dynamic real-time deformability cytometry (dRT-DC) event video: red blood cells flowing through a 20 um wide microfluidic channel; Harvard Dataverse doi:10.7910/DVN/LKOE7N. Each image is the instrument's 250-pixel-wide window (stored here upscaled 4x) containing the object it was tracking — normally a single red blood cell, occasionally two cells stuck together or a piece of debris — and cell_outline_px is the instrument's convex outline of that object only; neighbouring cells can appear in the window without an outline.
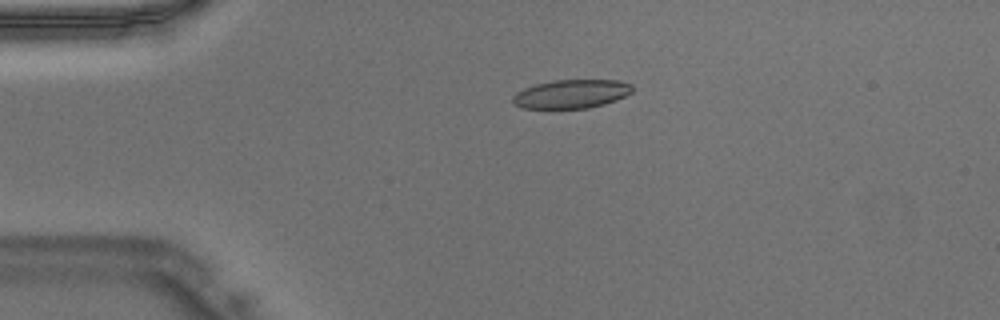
{"species": "Egyptian fruit bat (a non-hibernating species)", "species_latin": "Rousettus aegyptiacus", "temperature_condition": "warm", "stored_images_in_passage": 37, "camera_frame_rate_fps": 3000, "um_per_image_px": 0.085, "animal": {"sex": "male"}, "frame": {"image": 1, "passage_image": 1, "time_ms": 0.0, "image_size_px": [1000, 320], "cell_outline_px": [[632, 92], [616, 100], [604, 104], [588, 108], [520, 108], [512, 104], [512, 96], [516, 92], [524, 88], [536, 84], [552, 80], [616, 80], [632, 84]], "centroid_in_image_um": [48.52, 7.98], "position_along_channel_um": 36.5, "area_um2": 20.06}}
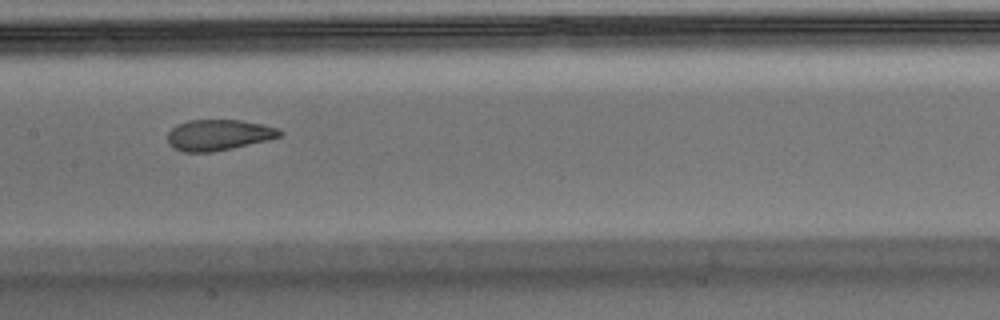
{"frame": {"image": 2, "passage_image": 14, "time_ms": 4.333, "image_size_px": [1000, 320], "cell_outline_px": [[284, 132], [280, 136], [268, 140], [232, 148], [212, 152], [184, 152], [172, 148], [168, 144], [168, 132], [172, 128], [188, 120], [240, 120], [264, 124], [280, 128]], "centroid_in_image_um": [18.6, 11.47], "position_along_channel_um": 188.8, "area_um2": 20.29}}
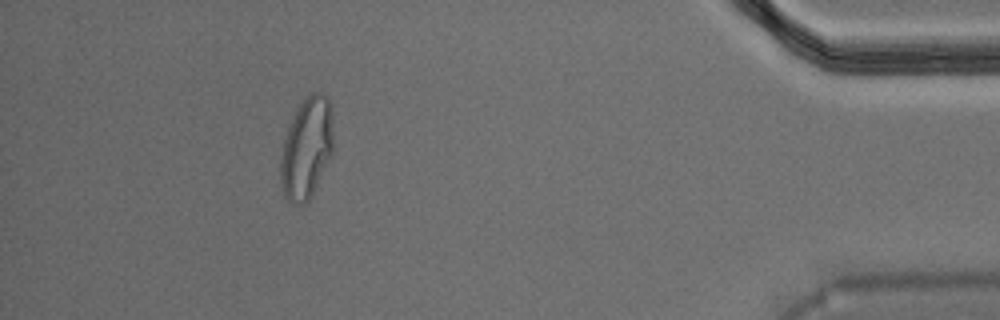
{"frame": {"image": 3, "passage_image": 33, "time_ms": 10.667, "image_size_px": [1000, 320], "cell_outline_px": [[332, 152], [308, 200], [304, 204], [296, 204], [288, 200], [284, 196], [280, 180], [280, 156], [284, 140], [288, 128], [300, 104], [312, 92], [320, 92], [328, 96], [332, 112]], "centroid_in_image_um": [26.05, 12.58], "position_along_channel_um": 409.2, "area_um2": 30.52}}